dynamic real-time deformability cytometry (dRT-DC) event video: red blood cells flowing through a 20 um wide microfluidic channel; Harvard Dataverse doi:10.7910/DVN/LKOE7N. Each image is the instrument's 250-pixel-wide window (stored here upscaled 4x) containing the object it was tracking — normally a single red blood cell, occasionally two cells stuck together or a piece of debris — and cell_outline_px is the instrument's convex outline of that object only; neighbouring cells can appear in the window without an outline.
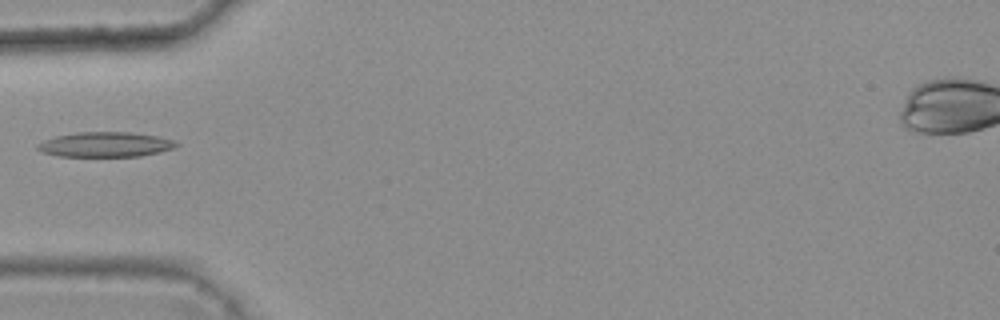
{"species": "common noctule bat (a hibernating species)", "species_latin": "Nyctalus noctula", "temperature_condition": "warm", "stored_images_in_passage": 4, "camera_frame_rate_fps": 3000, "um_per_image_px": 0.085, "animal": {"sex": "female", "body_mass_g": 25.1}, "frame": {"image": 1, "passage_image": 4, "time_ms": 1.0, "image_size_px": [1000, 320], "cell_outline_px": [[180, 144], [172, 148], [160, 152], [140, 156], [56, 156], [44, 152], [36, 148], [36, 144], [44, 140], [56, 136], [76, 132], [128, 132], [156, 136], [172, 140]], "centroid_in_image_um": [8.92, 12.28], "position_along_channel_um": 76.1, "area_um2": 20.0}}